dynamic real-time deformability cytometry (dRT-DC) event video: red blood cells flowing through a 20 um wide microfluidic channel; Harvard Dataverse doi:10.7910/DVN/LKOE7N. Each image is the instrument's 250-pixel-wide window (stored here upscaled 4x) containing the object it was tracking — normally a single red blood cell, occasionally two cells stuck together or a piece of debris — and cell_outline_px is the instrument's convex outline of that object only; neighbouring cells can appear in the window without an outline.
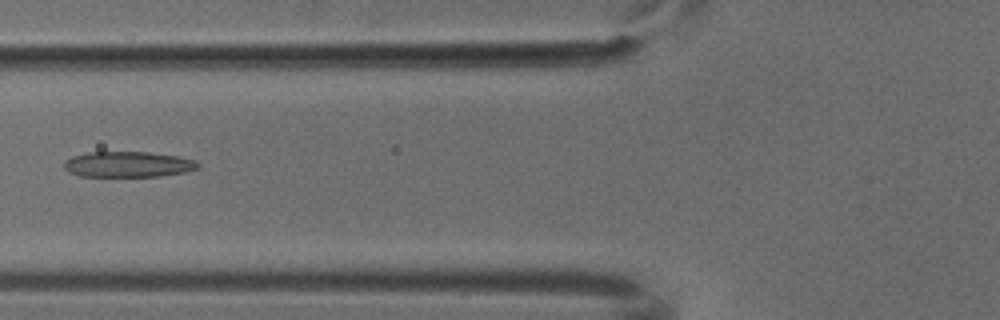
{"species": "common noctule bat (a hibernating species)", "species_latin": "Nyctalus noctula", "temperature_condition": "cold", "stored_images_in_passage": 6, "camera_frame_rate_fps": 3000, "um_per_image_px": 0.085, "animal": {"sex": "male", "body_mass_g": 18.8}, "frame": {"image": 1, "passage_image": 6, "time_ms": 1.667, "image_size_px": [1000, 320], "cell_outline_px": [[200, 168], [184, 172], [160, 176], [80, 176], [68, 172], [64, 168], [64, 160], [72, 156], [88, 152], [148, 152], [176, 156], [196, 160], [200, 164]], "centroid_in_image_um": [10.87, 13.97], "position_along_channel_um": 114.9, "area_um2": 20.06}}